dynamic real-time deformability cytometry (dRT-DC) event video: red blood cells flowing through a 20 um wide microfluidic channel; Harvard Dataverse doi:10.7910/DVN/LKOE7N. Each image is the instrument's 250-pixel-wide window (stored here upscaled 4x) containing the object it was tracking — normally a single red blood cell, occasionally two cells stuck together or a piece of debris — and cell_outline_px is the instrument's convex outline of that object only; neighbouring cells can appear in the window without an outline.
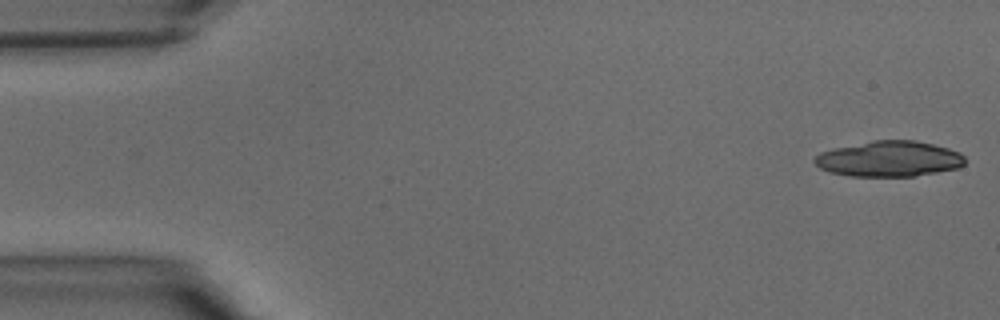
{"species": "common noctule bat (a hibernating species)", "species_latin": "Nyctalus noctula", "temperature_condition": "warm", "stored_images_in_passage": 39, "camera_frame_rate_fps": 3000, "um_per_image_px": 0.085, "animal": {"sex": "male", "body_mass_g": 15.6}, "frame": {"image": 1, "passage_image": 1, "time_ms": 0.0, "image_size_px": [1000, 320], "cell_outline_px": [[964, 164], [956, 168], [916, 176], [852, 176], [832, 172], [820, 168], [812, 160], [820, 152], [832, 148], [872, 140], [916, 140], [948, 148], [960, 152], [964, 156]], "centroid_in_image_um": [75.56, 13.49], "position_along_channel_um": 9.4, "area_um2": 31.15}}